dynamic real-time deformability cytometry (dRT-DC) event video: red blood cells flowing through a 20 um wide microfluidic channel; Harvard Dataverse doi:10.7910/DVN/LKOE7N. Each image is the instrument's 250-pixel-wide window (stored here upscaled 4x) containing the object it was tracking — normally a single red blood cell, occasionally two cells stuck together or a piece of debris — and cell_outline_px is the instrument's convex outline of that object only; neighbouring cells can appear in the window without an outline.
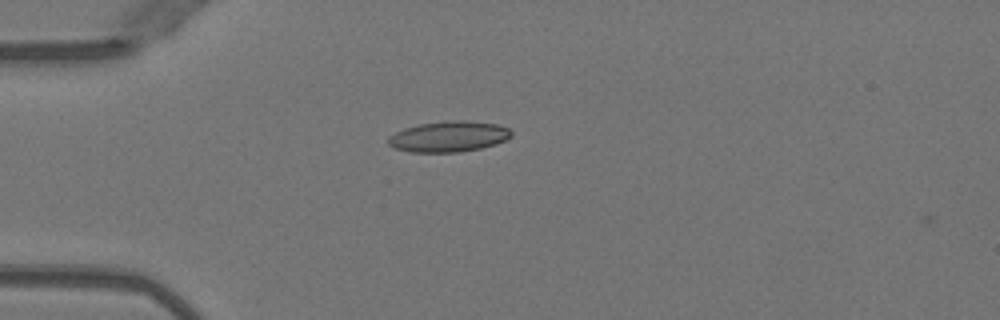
{"species": "Egyptian fruit bat (a non-hibernating species)", "species_latin": "Rousettus aegyptiacus", "temperature_condition": "warm", "stored_images_in_passage": 2, "camera_frame_rate_fps": 3000, "um_per_image_px": 0.085, "animal": {"sex": "female"}, "frame": {"image": 1, "passage_image": 1, "time_ms": 0.0, "image_size_px": [1000, 320], "cell_outline_px": [[512, 136], [496, 144], [480, 148], [460, 152], [412, 152], [392, 148], [388, 144], [388, 136], [404, 128], [420, 124], [452, 120], [468, 120], [496, 124], [508, 128], [512, 132]], "centroid_in_image_um": [38.13, 11.61], "position_along_channel_um": 46.9, "area_um2": 22.08}}